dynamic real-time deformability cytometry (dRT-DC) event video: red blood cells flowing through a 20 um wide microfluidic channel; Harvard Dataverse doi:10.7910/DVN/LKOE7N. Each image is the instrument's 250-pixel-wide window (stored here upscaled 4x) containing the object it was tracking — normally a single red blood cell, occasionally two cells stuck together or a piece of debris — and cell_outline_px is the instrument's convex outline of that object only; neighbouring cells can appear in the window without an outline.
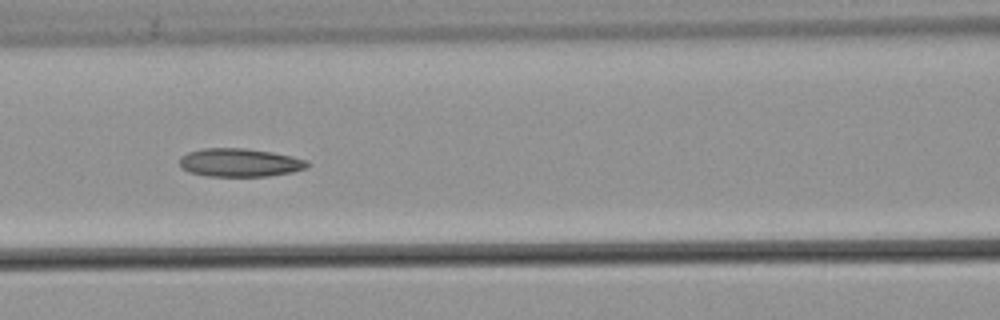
{"species": "common noctule bat (a hibernating species)", "species_latin": "Nyctalus noctula", "temperature_condition": "warm", "stored_images_in_passage": 52, "camera_frame_rate_fps": 3000, "um_per_image_px": 0.085, "animal": {"sex": "male", "body_mass_g": 21.5, "forearm_length_mm": 52.0}, "frame": {"image": 1, "passage_image": 23, "time_ms": 7.333, "image_size_px": [1000, 320], "cell_outline_px": [[308, 168], [292, 172], [268, 176], [208, 176], [188, 172], [180, 168], [180, 156], [188, 152], [204, 148], [244, 148], [272, 152], [292, 156], [308, 160]], "centroid_in_image_um": [20.37, 13.82], "position_along_channel_um": 146.2, "area_um2": 21.21}}
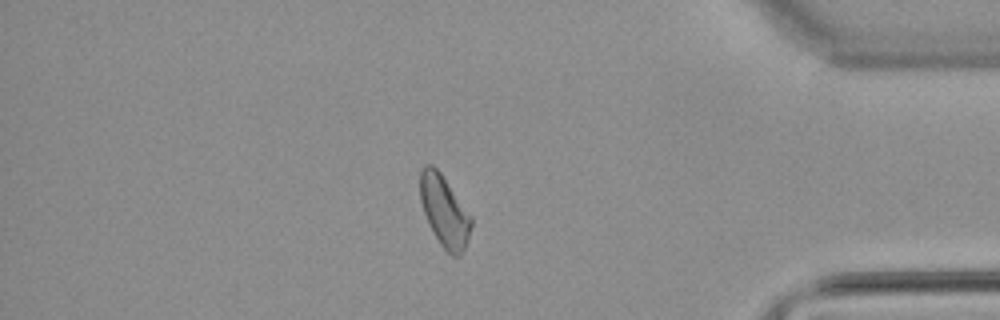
{"frame": {"image": 2, "passage_image": 45, "time_ms": 14.667, "image_size_px": [1000, 320], "cell_outline_px": [[472, 224], [464, 248], [460, 256], [452, 256], [440, 244], [428, 224], [420, 200], [420, 168], [424, 164], [432, 164], [440, 172], [472, 216]], "centroid_in_image_um": [37.75, 17.92], "position_along_channel_um": 397.4, "area_um2": 21.1}}